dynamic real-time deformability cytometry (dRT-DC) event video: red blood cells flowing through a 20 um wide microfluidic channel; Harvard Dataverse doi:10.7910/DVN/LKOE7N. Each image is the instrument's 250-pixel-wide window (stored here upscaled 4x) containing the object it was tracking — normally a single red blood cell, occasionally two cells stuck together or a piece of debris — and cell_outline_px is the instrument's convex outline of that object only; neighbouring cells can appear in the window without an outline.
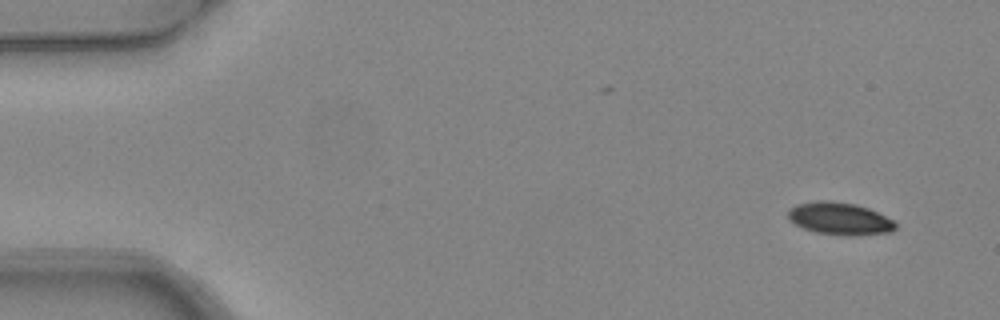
{"species": "common noctule bat (a hibernating species)", "species_latin": "Nyctalus noctula", "temperature_condition": "warm", "stored_images_in_passage": 4, "camera_frame_rate_fps": 3000, "um_per_image_px": 0.085, "animal": {"sex": "female", "body_mass_g": 24.6, "forearm_length_mm": 56.2}, "frame": {"image": 1, "passage_image": 1, "time_ms": 0.0, "image_size_px": [1000, 320], "cell_outline_px": [[896, 228], [892, 232], [856, 236], [848, 236], [816, 232], [804, 228], [788, 220], [788, 208], [796, 204], [816, 200], [832, 200], [856, 204], [868, 208], [892, 220], [896, 224]], "centroid_in_image_um": [71.35, 18.57], "position_along_channel_um": 13.7, "area_um2": 20.46}}
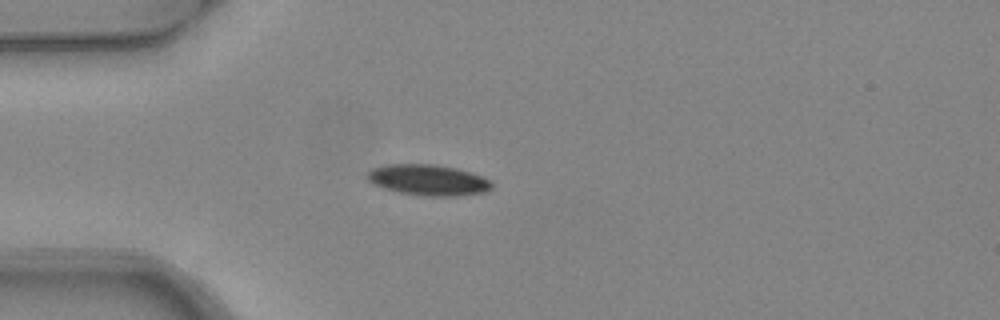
{"frame": {"image": 2, "passage_image": 4, "time_ms": 1.0, "image_size_px": [1000, 320], "cell_outline_px": [[492, 188], [484, 192], [456, 196], [424, 196], [400, 192], [384, 188], [372, 184], [364, 176], [372, 168], [384, 164], [436, 164], [456, 168], [492, 180]], "centroid_in_image_um": [36.36, 15.29], "position_along_channel_um": 48.6, "area_um2": 22.48}}